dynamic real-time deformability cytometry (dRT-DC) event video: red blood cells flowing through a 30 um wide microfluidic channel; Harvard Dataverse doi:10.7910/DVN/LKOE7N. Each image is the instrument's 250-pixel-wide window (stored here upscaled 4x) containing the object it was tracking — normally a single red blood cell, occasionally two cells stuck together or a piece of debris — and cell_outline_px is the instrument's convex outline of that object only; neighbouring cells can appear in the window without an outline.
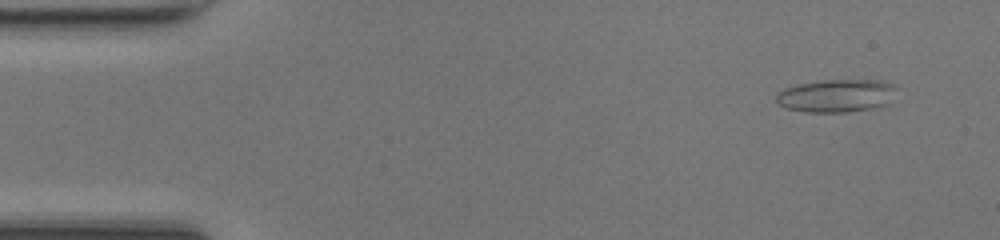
{"species": "common noctule bat (a hibernating species)", "species_latin": "Nyctalus noctula", "temperature_condition": "room temperature", "stored_images_in_passage": 49, "camera_frame_rate_fps": 3000, "um_per_image_px": 0.085, "animal": {"sex": "female", "body_mass_g": 17.0, "forearm_length_mm": 48.0}, "frame": {"image": 1, "passage_image": 4, "time_ms": 1.0, "image_size_px": [1000, 240], "cell_outline_px": [[896, 88], [888, 104], [872, 108], [848, 112], [804, 112], [784, 108], [776, 100], [776, 92], [784, 88], [796, 84], [824, 80], [880, 80], [892, 84]], "centroid_in_image_um": [71.05, 8.14], "position_along_channel_um": 14.0, "area_um2": 23.18}}
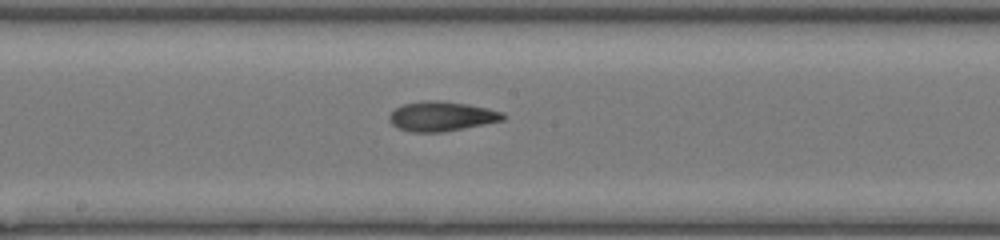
{"frame": {"image": 2, "passage_image": 26, "time_ms": 8.333, "image_size_px": [1000, 240], "cell_outline_px": [[508, 116], [504, 120], [444, 132], [412, 132], [396, 128], [388, 120], [388, 116], [396, 108], [404, 104], [428, 100], [440, 100], [468, 104], [488, 108], [504, 112]], "centroid_in_image_um": [37.55, 9.89], "position_along_channel_um": 210.6, "area_um2": 19.83}}
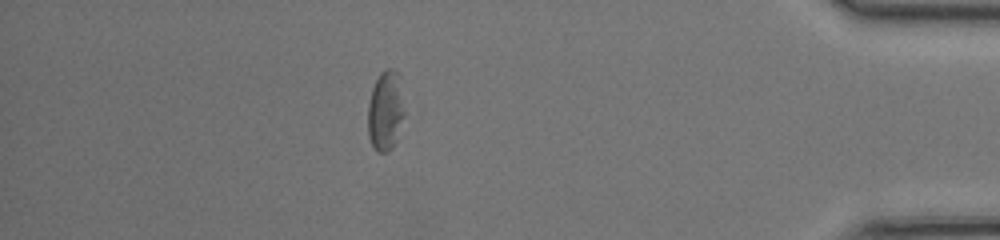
{"frame": {"image": 3, "passage_image": 43, "time_ms": 14.0, "image_size_px": [1000, 240], "cell_outline_px": [[404, 116], [396, 140], [392, 148], [388, 152], [376, 152], [368, 136], [368, 104], [372, 88], [380, 72], [388, 68], [392, 68], [400, 76], [404, 112]], "centroid_in_image_um": [32.76, 9.41], "position_along_channel_um": 402.4, "area_um2": 17.11}, "authors_computed_cell_mechanics": {"area_um2": 19.5364, "velocity_mm_per_s": 4.2199, "shape_relaxation_time_tau1_ms": 6.6817, "shape_relaxation_time_tau2_ms": 2.9093, "deformation_change_tau1": 0.1478, "deformation_change_tau2": 0.0972}}